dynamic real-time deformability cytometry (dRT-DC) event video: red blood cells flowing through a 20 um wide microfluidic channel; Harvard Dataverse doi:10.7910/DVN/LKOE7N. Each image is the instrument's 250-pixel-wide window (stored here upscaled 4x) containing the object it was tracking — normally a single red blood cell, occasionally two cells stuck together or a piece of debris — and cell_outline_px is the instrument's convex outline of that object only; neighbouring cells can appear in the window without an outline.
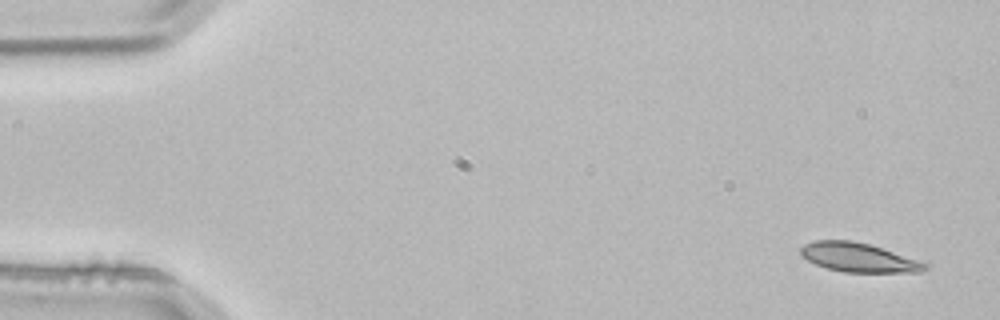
{"species": "common noctule bat (a hibernating species)", "species_latin": "Nyctalus noctula", "temperature_condition": "room temperature", "stored_images_in_passage": 4, "camera_frame_rate_fps": 3000, "um_per_image_px": 0.085, "animal": {"sex": "male", "body_mass_g": 21.5, "forearm_length_mm": 52.0}, "frame": {"image": 1, "passage_image": 1, "time_ms": 0.0, "image_size_px": [1000, 320], "cell_outline_px": [[932, 264], [928, 268], [920, 272], [844, 272], [828, 268], [816, 264], [800, 256], [800, 248], [804, 244], [816, 240], [852, 240], [868, 244]], "centroid_in_image_um": [72.99, 21.89], "position_along_channel_um": 12.0, "area_um2": 21.04}}
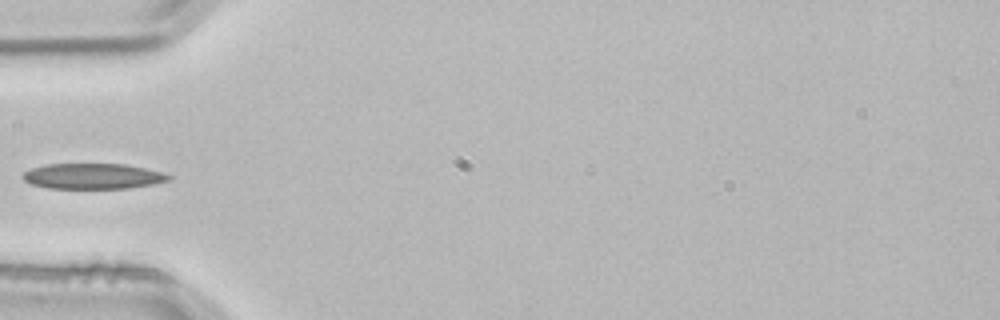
{"frame": {"image": 2, "passage_image": 4, "time_ms": 1.0, "image_size_px": [1000, 320], "cell_outline_px": [[172, 180], [152, 184], [128, 188], [48, 188], [32, 184], [24, 180], [20, 176], [24, 172], [32, 168], [44, 164], [124, 164], [144, 168], [160, 172], [172, 176]], "centroid_in_image_um": [7.87, 14.97], "position_along_channel_um": 77.1, "area_um2": 21.62}}